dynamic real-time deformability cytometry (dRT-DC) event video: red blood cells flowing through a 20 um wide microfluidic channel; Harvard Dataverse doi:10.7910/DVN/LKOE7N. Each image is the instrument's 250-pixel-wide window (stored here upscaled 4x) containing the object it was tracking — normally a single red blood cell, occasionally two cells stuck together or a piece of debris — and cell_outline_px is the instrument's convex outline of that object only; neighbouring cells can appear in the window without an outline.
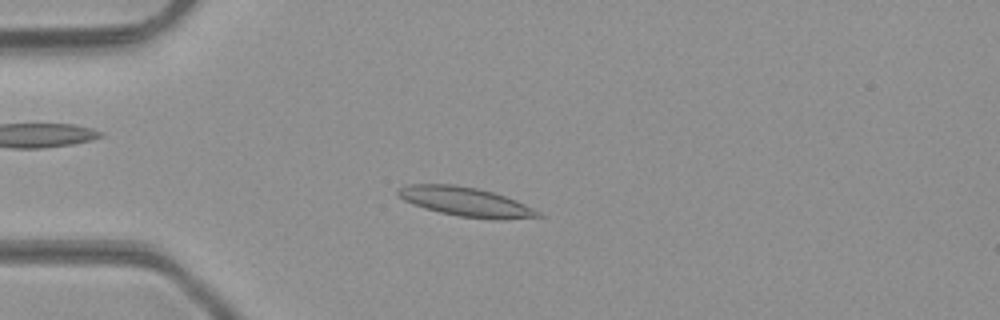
{"species": "common noctule bat (a hibernating species)", "species_latin": "Nyctalus noctula", "temperature_condition": "room temperature", "stored_images_in_passage": 40, "camera_frame_rate_fps": 3000, "um_per_image_px": 0.085, "animal": {"sex": "male", "body_mass_g": 23.1, "forearm_length_mm": 52.7}, "frame": {"image": 1, "passage_image": 5, "time_ms": 1.333, "image_size_px": [1000, 320], "cell_outline_px": [[544, 216], [504, 220], [496, 220], [460, 216], [440, 212], [424, 208], [412, 204], [404, 200], [396, 192], [396, 188], [408, 184], [452, 184], [476, 188], [492, 192], [516, 200], [540, 212]], "centroid_in_image_um": [39.57, 17.15], "position_along_channel_um": 45.4, "area_um2": 23.76}}
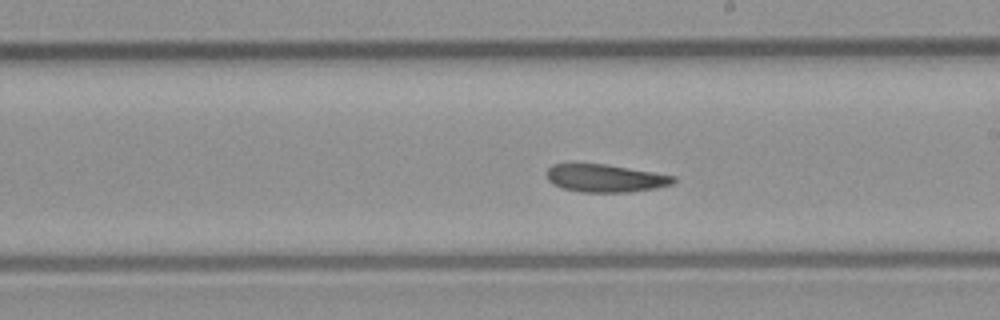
{"frame": {"image": 2, "passage_image": 20, "time_ms": 6.333, "image_size_px": [1000, 320], "cell_outline_px": [[676, 180], [672, 184], [656, 188], [632, 192], [580, 192], [564, 188], [552, 184], [548, 180], [544, 172], [552, 164], [604, 164], [676, 176]], "centroid_in_image_um": [51.43, 15.15], "position_along_channel_um": 237.6, "area_um2": 20.52}}
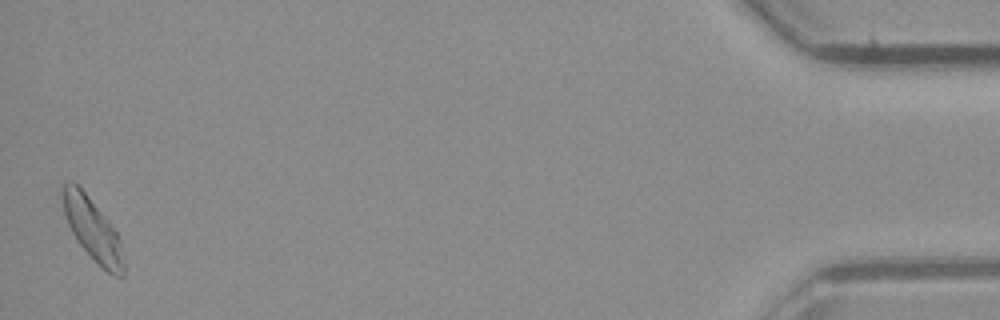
{"frame": {"image": 3, "passage_image": 40, "time_ms": 13.0, "image_size_px": [1000, 320], "cell_outline_px": [[124, 276], [116, 276], [108, 272], [76, 240], [64, 216], [64, 184], [68, 180], [72, 180], [84, 192], [116, 232], [120, 240], [124, 264]], "centroid_in_image_um": [7.87, 19.52], "position_along_channel_um": 427.3, "area_um2": 21.04}, "authors_computed_cell_mechanics": {"area_um2": 21.6461, "velocity_mm_per_s": 4.2703, "shape_relaxation_time_tau1_ms": 4.4516, "shape_relaxation_time_tau2_ms": 6.7504, "deformation_change_tau1": 0.1201, "deformation_change_tau2": 0.1739}}